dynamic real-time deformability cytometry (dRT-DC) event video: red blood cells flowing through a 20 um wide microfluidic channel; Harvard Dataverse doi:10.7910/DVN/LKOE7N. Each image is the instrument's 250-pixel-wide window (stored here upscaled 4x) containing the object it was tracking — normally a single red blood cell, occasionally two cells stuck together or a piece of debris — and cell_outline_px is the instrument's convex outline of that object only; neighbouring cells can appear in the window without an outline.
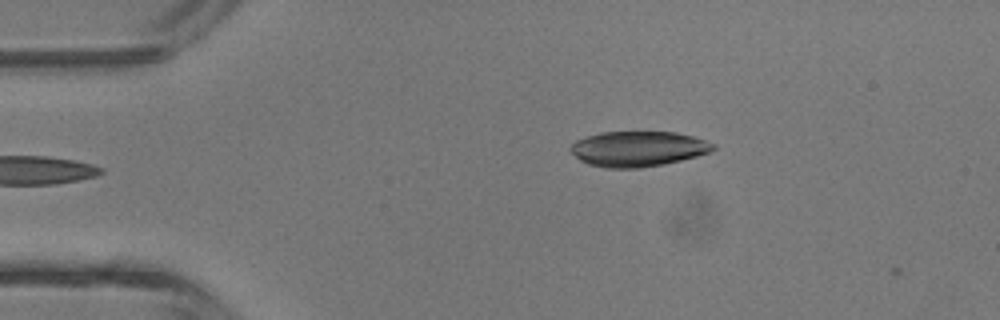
{"species": "common noctule bat (a hibernating species)", "species_latin": "Nyctalus noctula", "temperature_condition": "room temperature", "stored_images_in_passage": 4, "camera_frame_rate_fps": 3000, "um_per_image_px": 0.085, "animal": {"sex": "male", "body_mass_g": 13.3}, "frame": {"image": 1, "passage_image": 4, "time_ms": 3.333, "image_size_px": [1000, 320], "cell_outline_px": [[716, 148], [708, 152], [696, 156], [664, 164], [640, 168], [604, 168], [588, 164], [580, 160], [568, 148], [576, 140], [600, 132], [676, 132], [692, 136], [716, 144]], "centroid_in_image_um": [54.22, 12.65], "position_along_channel_um": 30.8, "area_um2": 29.25}}